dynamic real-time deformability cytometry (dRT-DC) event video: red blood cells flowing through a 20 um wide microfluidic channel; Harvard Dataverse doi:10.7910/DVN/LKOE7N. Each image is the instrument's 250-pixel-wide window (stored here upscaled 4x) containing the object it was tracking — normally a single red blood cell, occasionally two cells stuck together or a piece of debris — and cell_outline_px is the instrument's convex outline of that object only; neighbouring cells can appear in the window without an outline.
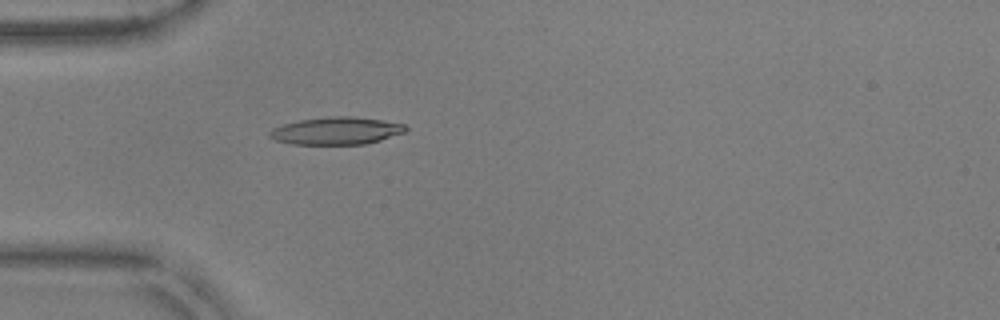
{"species": "common noctule bat (a hibernating species)", "species_latin": "Nyctalus noctula", "temperature_condition": "warm", "stored_images_in_passage": 29, "camera_frame_rate_fps": 3000, "um_per_image_px": 0.085, "animal": {"sex": "male", "body_mass_g": 17.9, "forearm_length_mm": 54.2}, "frame": {"image": 1, "passage_image": 2, "time_ms": 0.333, "image_size_px": [1000, 320], "cell_outline_px": [[408, 128], [404, 132], [380, 140], [364, 144], [292, 144], [276, 140], [268, 136], [268, 132], [272, 128], [284, 124], [300, 120], [328, 116], [348, 116], [380, 120], [404, 124]], "centroid_in_image_um": [28.55, 11.12], "position_along_channel_um": 56.4, "area_um2": 21.56}}
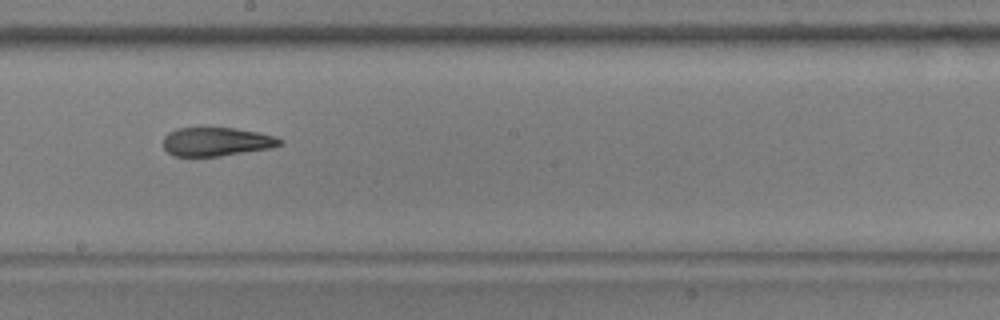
{"frame": {"image": 2, "passage_image": 16, "time_ms": 5.0, "image_size_px": [1000, 320], "cell_outline_px": [[284, 144], [272, 148], [220, 156], [172, 156], [164, 148], [164, 136], [168, 132], [176, 128], [236, 128], [260, 132], [276, 136], [284, 140]], "centroid_in_image_um": [18.45, 12.04], "position_along_channel_um": 229.7, "area_um2": 19.77}}
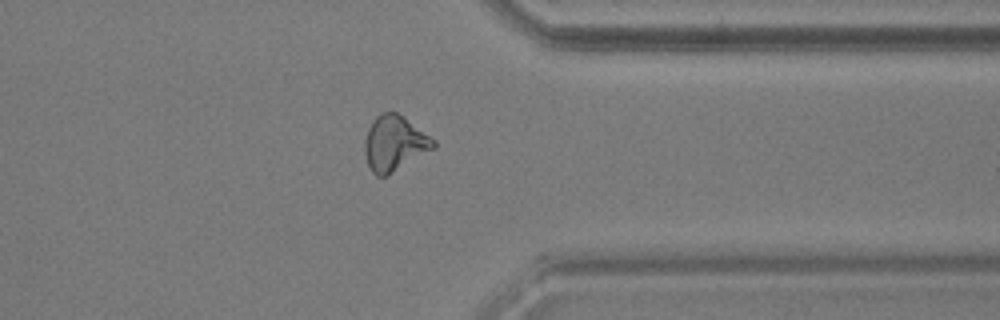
{"frame": {"image": 3, "passage_image": 28, "time_ms": 9.0, "image_size_px": [1000, 320], "cell_outline_px": [[436, 148], [388, 176], [376, 176], [372, 172], [368, 164], [364, 152], [364, 144], [368, 128], [372, 120], [380, 112], [396, 112], [436, 140]], "centroid_in_image_um": [33.53, 12.21], "position_along_channel_um": 377.9, "area_um2": 22.31}, "authors_computed_cell_mechanics": {"area_um2": 20.808, "velocity_mm_per_s": 3.8336, "shape_relaxation_time_tau1_ms": null, "shape_relaxation_time_tau2_ms": 3.1068, "deformation_change_tau1": null, "deformation_change_tau2": 0.1266}}